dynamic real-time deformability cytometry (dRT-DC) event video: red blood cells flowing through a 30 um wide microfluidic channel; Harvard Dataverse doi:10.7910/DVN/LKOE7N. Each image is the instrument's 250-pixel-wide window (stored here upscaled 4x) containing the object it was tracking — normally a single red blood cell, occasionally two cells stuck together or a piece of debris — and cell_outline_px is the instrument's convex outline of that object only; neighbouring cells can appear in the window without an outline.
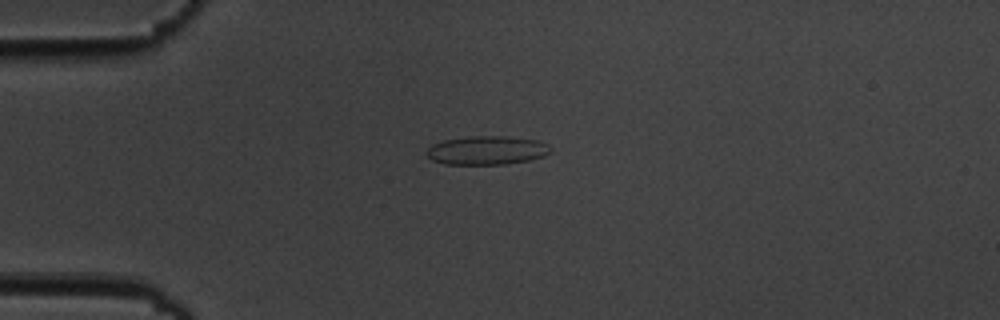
{"species": "common noctule bat (a hibernating species)", "species_latin": "Nyctalus noctula", "temperature_condition": "cold", "stored_images_in_passage": 5, "camera_frame_rate_fps": 3000, "um_per_image_px": 0.085, "animal": {"sex": "male", "body_mass_g": 19.5, "forearm_length_mm": 54.6}, "frame": {"image": 1, "passage_image": 4, "time_ms": 3.667, "image_size_px": [1000, 320], "cell_outline_px": [[552, 152], [544, 156], [528, 160], [504, 164], [444, 164], [432, 160], [424, 152], [432, 144], [444, 140], [472, 136], [508, 136], [536, 140], [548, 144], [552, 148]], "centroid_in_image_um": [41.39, 12.77], "position_along_channel_um": 43.6, "area_um2": 20.81}}